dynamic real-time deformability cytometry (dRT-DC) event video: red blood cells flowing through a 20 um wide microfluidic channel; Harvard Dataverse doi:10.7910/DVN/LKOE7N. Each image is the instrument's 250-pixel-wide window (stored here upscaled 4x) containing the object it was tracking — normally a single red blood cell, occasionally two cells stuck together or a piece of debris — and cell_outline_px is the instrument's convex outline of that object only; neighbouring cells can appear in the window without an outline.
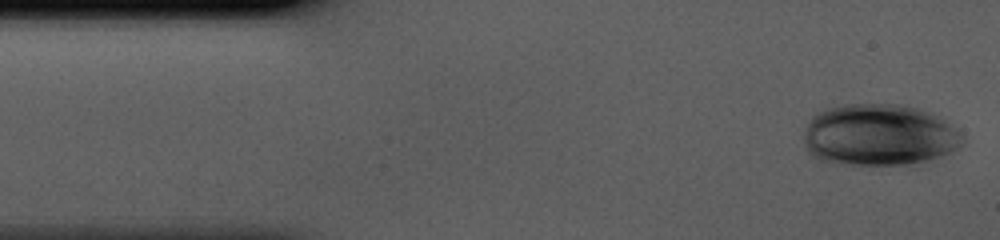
{"species": "human", "species_latin": "Homo sapiens", "temperature_condition": "cold", "stored_images_in_passage": 41, "camera_frame_rate_fps": 3000, "um_per_image_px": 0.085, "donor": {"sex": "male"}, "frame": {"image": 1, "passage_image": 1, "time_ms": 0.0, "image_size_px": [1000, 240], "cell_outline_px": [[964, 140], [960, 148], [952, 152], [916, 168], [832, 164], [820, 160], [812, 156], [804, 148], [804, 132], [812, 116], [816, 112], [828, 108], [844, 104], [900, 104], [916, 108], [928, 112], [944, 120], [964, 136]], "centroid_in_image_um": [74.75, 11.56], "position_along_channel_um": 10.2, "area_um2": 59.13}}
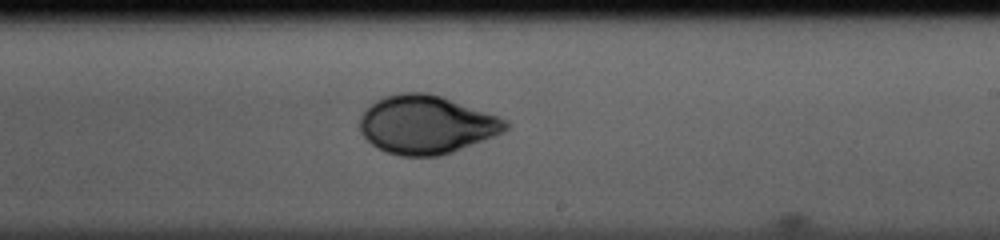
{"frame": {"image": 2, "passage_image": 24, "time_ms": 7.667, "image_size_px": [1000, 240], "cell_outline_px": [[512, 124], [504, 132], [496, 136], [452, 152], [440, 156], [400, 156], [384, 152], [372, 144], [360, 132], [360, 116], [376, 100], [400, 92], [428, 92], [500, 116], [508, 120]], "centroid_in_image_um": [36.28, 10.61], "position_along_channel_um": 252.7, "area_um2": 49.77}}
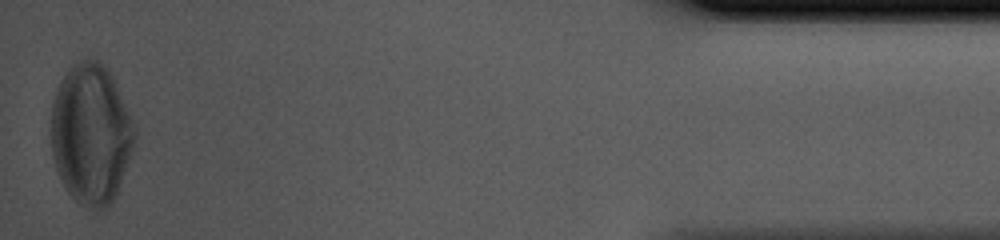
{"frame": {"image": 3, "passage_image": 41, "time_ms": 13.333, "image_size_px": [1000, 240], "cell_outline_px": [[136, 140], [116, 192], [112, 200], [100, 212], [92, 212], [80, 204], [68, 192], [60, 180], [52, 156], [52, 100], [68, 68], [72, 64], [80, 60], [96, 60], [104, 64], [112, 76], [136, 128]], "centroid_in_image_um": [7.73, 11.41], "position_along_channel_um": 427.5, "area_um2": 67.97}}